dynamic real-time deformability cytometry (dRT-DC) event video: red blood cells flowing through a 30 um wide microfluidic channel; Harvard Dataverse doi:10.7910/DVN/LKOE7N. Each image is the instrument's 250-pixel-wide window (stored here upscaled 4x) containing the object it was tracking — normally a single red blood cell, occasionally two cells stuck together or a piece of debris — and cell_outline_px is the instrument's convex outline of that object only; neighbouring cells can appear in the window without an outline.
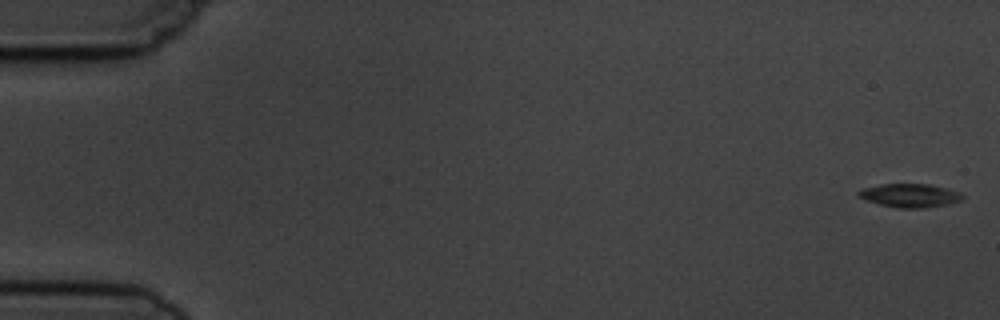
{"species": "common noctule bat (a hibernating species)", "species_latin": "Nyctalus noctula", "temperature_condition": "cold", "stored_images_in_passage": 11, "camera_frame_rate_fps": 3000, "um_per_image_px": 0.085, "animal": {"sex": "male", "body_mass_g": 19.5, "forearm_length_mm": 54.6}, "frame": {"image": 1, "passage_image": 1, "time_ms": 0.0, "image_size_px": [1000, 320], "cell_outline_px": [[964, 200], [948, 204], [924, 208], [900, 208], [880, 204], [856, 196], [856, 192], [860, 188], [880, 184], [932, 184], [948, 188], [960, 192], [964, 196]], "centroid_in_image_um": [77.35, 16.6], "position_along_channel_um": 7.6, "area_um2": 14.51}}
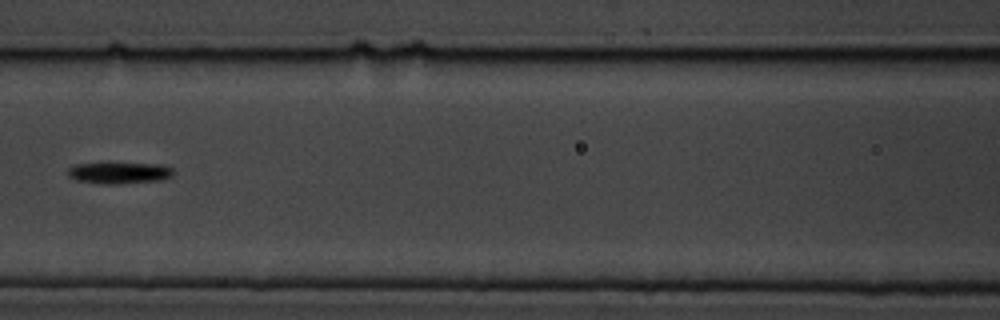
{"frame": {"image": 2, "passage_image": 7, "time_ms": 8.0, "image_size_px": [1000, 320], "cell_outline_px": [[176, 172], [172, 176], [160, 180], [120, 184], [100, 184], [76, 180], [68, 176], [68, 168], [76, 164], [164, 164], [172, 168]], "centroid_in_image_um": [10.17, 14.71], "position_along_channel_um": 156.4, "area_um2": 13.12}}
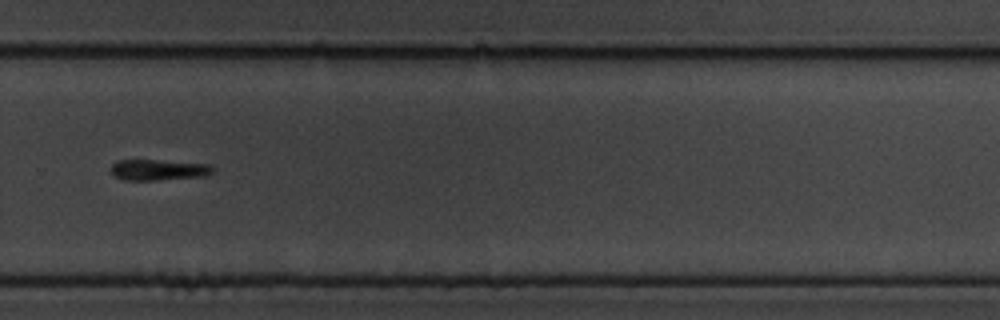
{"frame": {"image": 3, "passage_image": 11, "time_ms": 12.333, "image_size_px": [1000, 320], "cell_outline_px": [[216, 168], [212, 172], [204, 176], [156, 180], [124, 180], [116, 176], [112, 172], [112, 164], [116, 160], [152, 160], [212, 164]], "centroid_in_image_um": [13.51, 14.43], "position_along_channel_um": 316.3, "area_um2": 12.31}}